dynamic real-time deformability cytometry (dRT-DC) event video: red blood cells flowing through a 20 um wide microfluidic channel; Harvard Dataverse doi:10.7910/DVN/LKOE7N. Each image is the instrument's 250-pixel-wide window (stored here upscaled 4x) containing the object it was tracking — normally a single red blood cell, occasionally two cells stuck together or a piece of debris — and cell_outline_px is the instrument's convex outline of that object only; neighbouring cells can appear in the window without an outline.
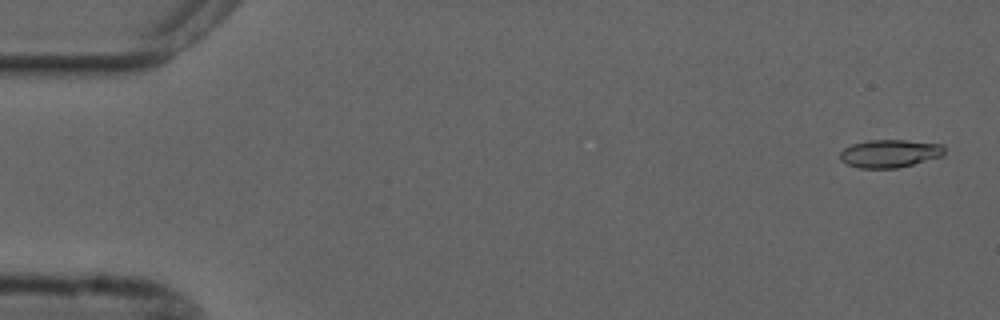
{"species": "common noctule bat (a hibernating species)", "species_latin": "Nyctalus noctula", "temperature_condition": "cold", "stored_images_in_passage": 52, "camera_frame_rate_fps": 3000, "um_per_image_px": 0.085, "animal": {"sex": "male", "forearm_length_mm": 52.5}, "frame": {"image": 1, "passage_image": 2, "time_ms": 0.333, "image_size_px": [1000, 320], "cell_outline_px": [[944, 156], [896, 168], [860, 168], [848, 164], [840, 160], [840, 152], [844, 148], [852, 144], [868, 140], [904, 140], [944, 144]], "centroid_in_image_um": [75.64, 13.04], "position_along_channel_um": 9.4, "area_um2": 16.99}}
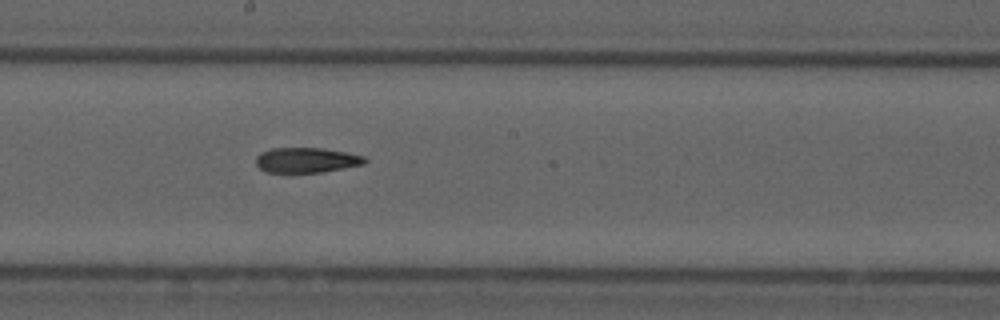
{"frame": {"image": 2, "passage_image": 30, "time_ms": 9.667, "image_size_px": [1000, 320], "cell_outline_px": [[368, 160], [364, 164], [320, 172], [268, 172], [260, 168], [256, 164], [256, 156], [260, 152], [272, 148], [324, 148], [364, 156]], "centroid_in_image_um": [26.03, 13.6], "position_along_channel_um": 222.2, "area_um2": 15.78}}
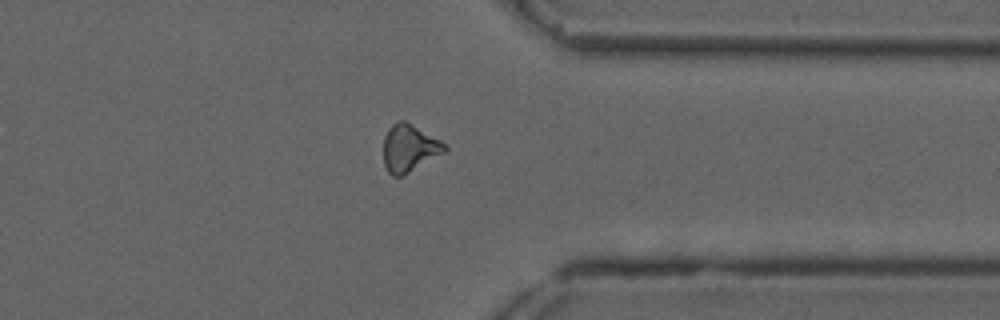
{"frame": {"image": 3, "passage_image": 43, "time_ms": 14.0, "image_size_px": [1000, 320], "cell_outline_px": [[448, 152], [400, 176], [392, 176], [388, 172], [384, 164], [384, 136], [388, 128], [396, 120], [404, 120], [440, 140], [448, 148]], "centroid_in_image_um": [34.8, 12.58], "position_along_channel_um": 376.6, "area_um2": 16.88}}